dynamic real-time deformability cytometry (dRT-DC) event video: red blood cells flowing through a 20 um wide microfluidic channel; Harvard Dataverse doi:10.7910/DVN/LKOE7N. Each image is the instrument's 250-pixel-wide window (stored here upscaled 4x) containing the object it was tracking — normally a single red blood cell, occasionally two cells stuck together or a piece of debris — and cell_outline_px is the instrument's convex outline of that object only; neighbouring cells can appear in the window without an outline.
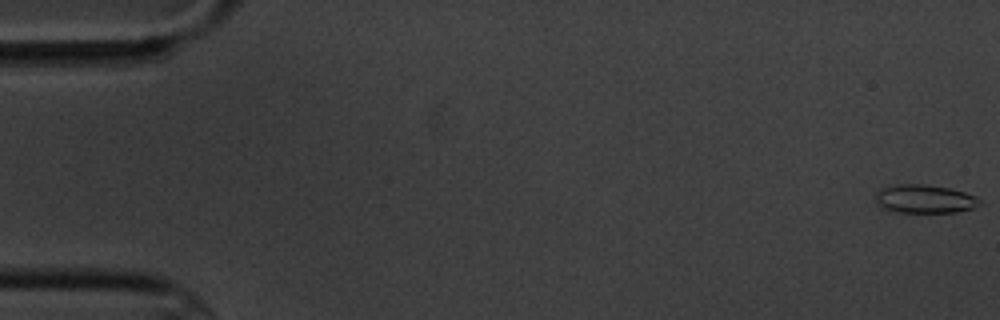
{"species": "common noctule bat (a hibernating species)", "species_latin": "Nyctalus noctula", "temperature_condition": "cold", "stored_images_in_passage": 5, "camera_frame_rate_fps": 3000, "um_per_image_px": 0.085, "animal": {"sex": "male", "body_mass_g": 20.1, "forearm_length_mm": 53.5}, "frame": {"image": 1, "passage_image": 1, "time_ms": 0.0, "image_size_px": [1000, 320], "cell_outline_px": [[984, 204], [972, 208], [956, 212], [892, 212], [880, 208], [876, 200], [876, 192], [880, 188], [888, 184], [924, 184], [948, 188], [964, 192], [976, 196]], "centroid_in_image_um": [78.55, 16.9], "position_along_channel_um": 6.4, "area_um2": 17.57}}
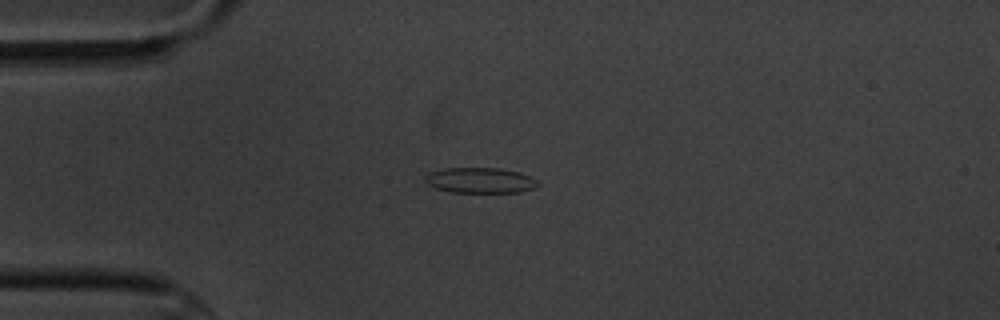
{"frame": {"image": 2, "passage_image": 5, "time_ms": 4.667, "image_size_px": [1000, 320], "cell_outline_px": [[540, 184], [532, 188], [520, 192], [452, 192], [436, 188], [428, 184], [424, 180], [424, 176], [428, 172], [444, 168], [500, 168], [516, 172], [540, 180]], "centroid_in_image_um": [40.79, 15.32], "position_along_channel_um": 44.2, "area_um2": 16.7}}